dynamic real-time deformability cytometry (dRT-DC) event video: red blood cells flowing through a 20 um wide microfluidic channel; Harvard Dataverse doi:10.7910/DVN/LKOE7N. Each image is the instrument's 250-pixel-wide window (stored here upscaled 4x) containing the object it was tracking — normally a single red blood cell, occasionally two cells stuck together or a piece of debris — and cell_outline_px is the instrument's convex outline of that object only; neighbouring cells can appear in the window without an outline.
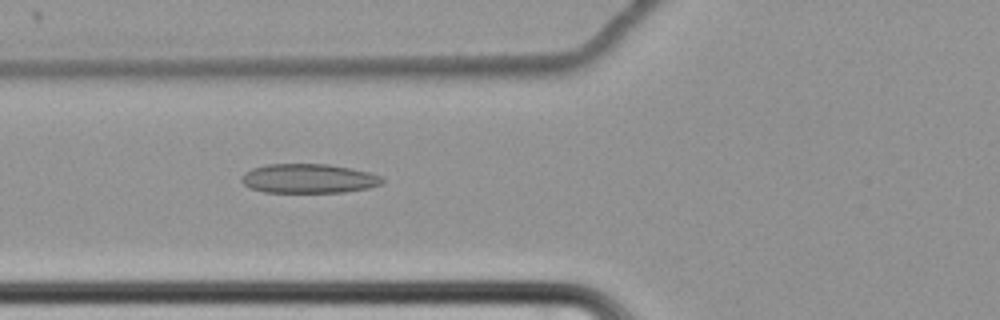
{"species": "common noctule bat (a hibernating species)", "species_latin": "Nyctalus noctula", "temperature_condition": "cold", "stored_images_in_passage": 42, "camera_frame_rate_fps": 3000, "um_per_image_px": 0.085, "animal": {"sex": "female", "body_mass_g": 22.7, "forearm_length_mm": 54.2}, "frame": {"image": 1, "passage_image": 6, "time_ms": 1.667, "image_size_px": [1000, 320], "cell_outline_px": [[384, 180], [380, 184], [368, 188], [344, 192], [264, 192], [252, 188], [244, 184], [240, 180], [244, 172], [252, 168], [268, 164], [328, 164], [368, 172], [380, 176]], "centroid_in_image_um": [26.2, 15.17], "position_along_channel_um": 99.6, "area_um2": 23.81}}
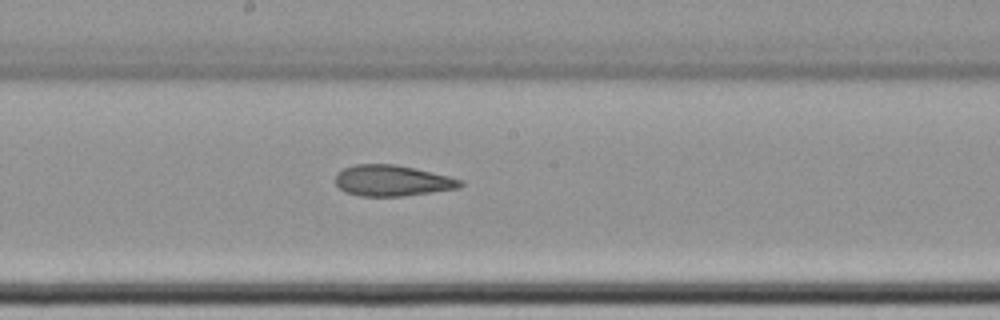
{"frame": {"image": 2, "passage_image": 16, "time_ms": 5.0, "image_size_px": [1000, 320], "cell_outline_px": [[464, 184], [460, 188], [400, 196], [360, 196], [344, 192], [336, 184], [336, 172], [344, 168], [356, 164], [396, 164], [416, 168], [464, 180]], "centroid_in_image_um": [33.34, 15.35], "position_along_channel_um": 214.9, "area_um2": 22.6}}
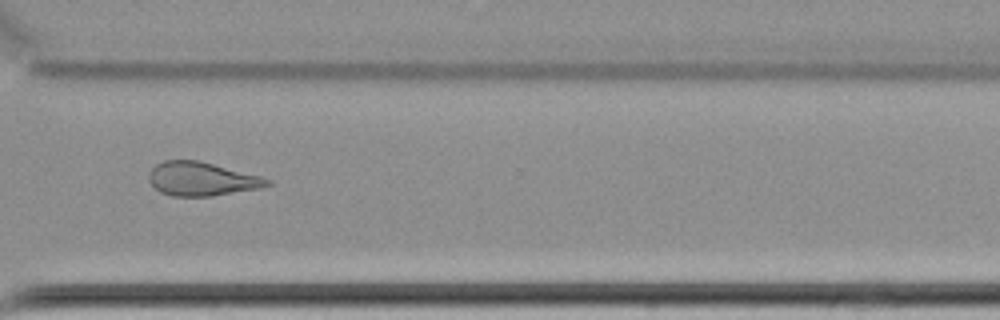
{"frame": {"image": 3, "passage_image": 28, "time_ms": 9.0, "image_size_px": [1000, 320], "cell_outline_px": [[272, 184], [260, 188], [212, 196], [172, 196], [160, 192], [148, 180], [148, 172], [156, 164], [164, 160], [200, 160], [260, 176], [272, 180]], "centroid_in_image_um": [17.13, 15.2], "position_along_channel_um": 353.5, "area_um2": 23.35}, "authors_computed_cell_mechanics": {"area_um2": 23.4379, "velocity_mm_per_s": 3.454, "shape_relaxation_time_tau1_ms": null, "shape_relaxation_time_tau2_ms": 2.9041, "deformation_change_tau1": null, "deformation_change_tau2": 0.1131}}